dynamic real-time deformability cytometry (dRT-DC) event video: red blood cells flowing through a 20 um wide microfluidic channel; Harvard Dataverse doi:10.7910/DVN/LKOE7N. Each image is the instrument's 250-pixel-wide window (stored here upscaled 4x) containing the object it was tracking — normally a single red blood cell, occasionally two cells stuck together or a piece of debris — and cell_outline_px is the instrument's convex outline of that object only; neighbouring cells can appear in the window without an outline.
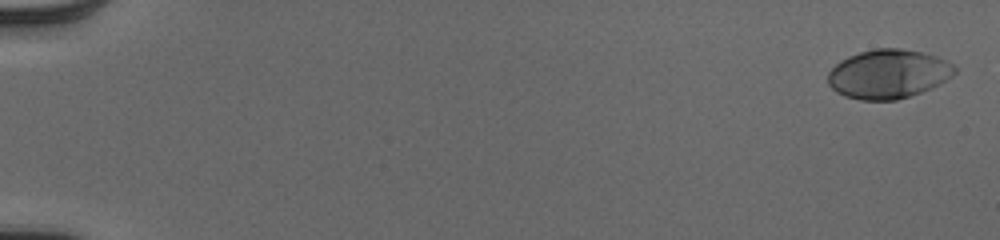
{"species": "human", "species_latin": "Homo sapiens", "temperature_condition": "cold", "stored_images_in_passage": 53, "camera_frame_rate_fps": 3000, "um_per_image_px": 0.085, "donor": {"sex": "male"}, "frame": {"image": 1, "passage_image": 2, "time_ms": 0.333, "image_size_px": [1000, 240], "cell_outline_px": [[956, 72], [952, 76], [920, 92], [896, 100], [860, 100], [844, 96], [836, 92], [828, 84], [828, 72], [840, 60], [848, 56], [860, 52], [876, 48], [900, 48], [924, 52], [948, 60], [956, 68]], "centroid_in_image_um": [75.48, 6.27], "position_along_channel_um": 9.5, "area_um2": 36.13}}
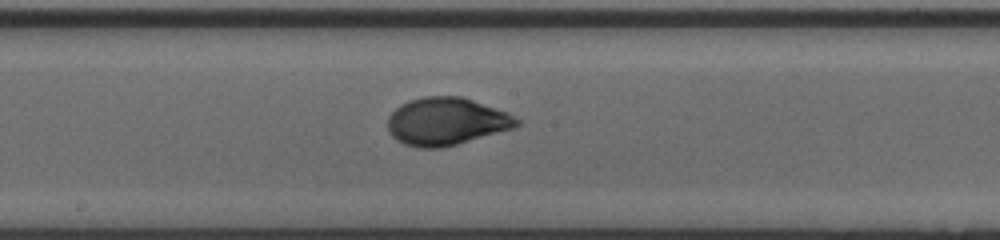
{"frame": {"image": 2, "passage_image": 31, "time_ms": 10.0, "image_size_px": [1000, 240], "cell_outline_px": [[520, 124], [516, 128], [456, 144], [440, 148], [420, 148], [404, 144], [396, 140], [388, 132], [388, 116], [400, 104], [408, 100], [424, 96], [460, 96], [508, 112], [520, 120]], "centroid_in_image_um": [37.93, 10.32], "position_along_channel_um": 210.3, "area_um2": 35.95}}
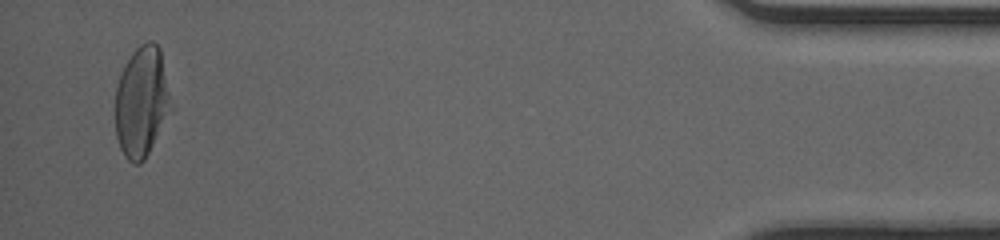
{"frame": {"image": 3, "passage_image": 52, "time_ms": 17.0, "image_size_px": [1000, 240], "cell_outline_px": [[168, 96], [152, 144], [144, 160], [140, 164], [132, 164], [124, 156], [120, 148], [116, 136], [116, 88], [124, 64], [132, 52], [140, 44], [148, 40], [152, 40], [160, 48], [168, 92]], "centroid_in_image_um": [11.93, 8.59], "position_along_channel_um": 423.3, "area_um2": 33.87}, "authors_computed_cell_mechanics": {"area_um2": 34.969, "velocity_mm_per_s": 4.0345, "shape_relaxation_time_tau1_ms": 3.2951, "shape_relaxation_time_tau2_ms": null, "deformation_change_tau1": 0.1802, "deformation_change_tau2": null}}